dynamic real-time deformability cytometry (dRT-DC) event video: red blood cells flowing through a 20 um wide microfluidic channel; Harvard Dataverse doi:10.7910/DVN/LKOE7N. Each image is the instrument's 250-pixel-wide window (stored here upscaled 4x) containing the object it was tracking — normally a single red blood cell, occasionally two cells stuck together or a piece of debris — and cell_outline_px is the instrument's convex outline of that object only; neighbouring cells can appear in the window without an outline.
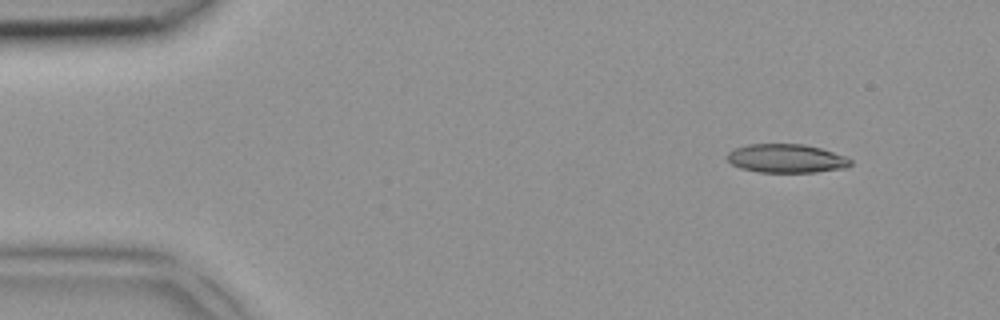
{"species": "common noctule bat (a hibernating species)", "species_latin": "Nyctalus noctula", "temperature_condition": "room temperature", "stored_images_in_passage": 5, "camera_frame_rate_fps": 3000, "um_per_image_px": 0.085, "animal": {"sex": "female", "body_mass_g": 18.4}, "frame": {"image": 1, "passage_image": 2, "time_ms": 0.333, "image_size_px": [1000, 320], "cell_outline_px": [[852, 164], [844, 168], [816, 172], [760, 172], [740, 168], [732, 164], [728, 160], [728, 152], [736, 148], [748, 144], [804, 144], [820, 148], [848, 156], [852, 160]], "centroid_in_image_um": [66.88, 13.46], "position_along_channel_um": 18.1, "area_um2": 20.63}}